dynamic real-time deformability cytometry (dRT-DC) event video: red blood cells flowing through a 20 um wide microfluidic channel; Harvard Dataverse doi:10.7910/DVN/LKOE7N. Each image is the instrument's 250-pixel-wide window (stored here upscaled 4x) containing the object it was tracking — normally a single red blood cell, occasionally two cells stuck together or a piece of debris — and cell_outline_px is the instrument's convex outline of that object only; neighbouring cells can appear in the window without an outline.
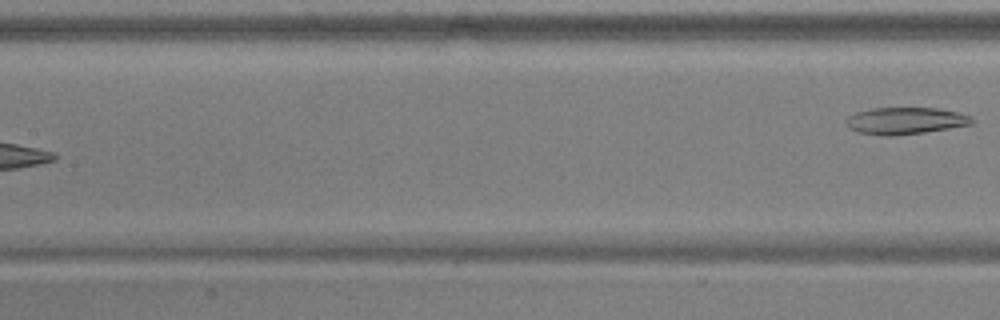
{"species": "common noctule bat (a hibernating species)", "species_latin": "Nyctalus noctula", "temperature_condition": "warm", "stored_images_in_passage": 7, "segment_of_instrument_passage": [2, 2], "camera_frame_rate_fps": 3000, "um_per_image_px": 0.085, "animal": {"sex": "male", "body_mass_g": 17.9, "forearm_length_mm": 54.2}, "frame": {"image": 1, "passage_image": 7, "time_ms": 2.0, "image_size_px": [1000, 320], "cell_outline_px": [[976, 120], [972, 124], [924, 132], [888, 136], [884, 136], [860, 132], [844, 124], [844, 120], [848, 116], [856, 112], [872, 108], [936, 108], [956, 112], [972, 116]], "centroid_in_image_um": [76.95, 10.26], "position_along_channel_um": 130.4, "area_um2": 19.59}}